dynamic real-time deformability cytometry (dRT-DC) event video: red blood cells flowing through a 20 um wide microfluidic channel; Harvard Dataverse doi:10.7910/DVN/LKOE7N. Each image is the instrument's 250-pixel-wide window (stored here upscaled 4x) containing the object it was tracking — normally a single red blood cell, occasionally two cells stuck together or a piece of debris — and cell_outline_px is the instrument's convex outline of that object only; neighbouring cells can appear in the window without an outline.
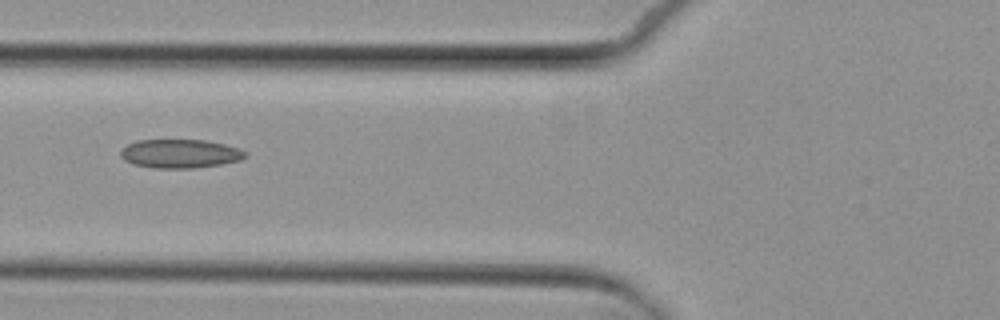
{"species": "common noctule bat (a hibernating species)", "species_latin": "Nyctalus noctula", "temperature_condition": "cold", "stored_images_in_passage": 4, "camera_frame_rate_fps": 3000, "um_per_image_px": 0.085, "animal": {"sex": "female", "body_mass_g": 29.2, "forearm_length_mm": 56.3}, "frame": {"image": 1, "passage_image": 4, "time_ms": 3.667, "image_size_px": [1000, 320], "cell_outline_px": [[248, 156], [240, 160], [220, 164], [192, 168], [152, 168], [132, 164], [124, 160], [120, 156], [120, 152], [128, 144], [136, 140], [204, 140], [224, 144], [240, 148], [248, 152]], "centroid_in_image_um": [15.32, 13.06], "position_along_channel_um": 110.5, "area_um2": 20.98}}